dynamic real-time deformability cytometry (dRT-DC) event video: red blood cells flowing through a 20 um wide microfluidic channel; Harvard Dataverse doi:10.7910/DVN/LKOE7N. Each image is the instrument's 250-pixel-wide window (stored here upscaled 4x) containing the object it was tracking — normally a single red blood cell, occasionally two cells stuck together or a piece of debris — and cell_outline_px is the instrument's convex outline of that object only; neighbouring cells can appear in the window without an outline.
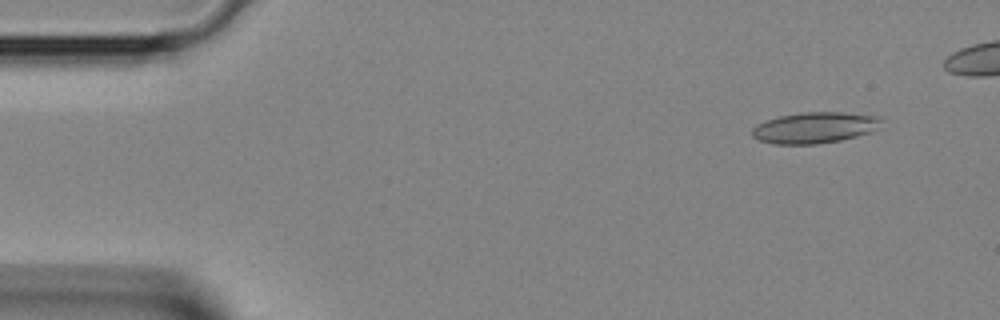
{"species": "Egyptian fruit bat (a non-hibernating species)", "species_latin": "Rousettus aegyptiacus", "temperature_condition": "room temperature", "stored_images_in_passage": 4, "camera_frame_rate_fps": 3000, "um_per_image_px": 0.085, "animal": {"sex": "female"}, "frame": {"image": 1, "passage_image": 1, "time_ms": 0.0, "image_size_px": [1000, 320], "cell_outline_px": [[884, 128], [872, 132], [840, 140], [816, 144], [772, 144], [760, 140], [752, 136], [752, 128], [756, 124], [764, 120], [780, 116], [800, 112], [844, 112], [884, 116]], "centroid_in_image_um": [69.35, 10.83], "position_along_channel_um": 15.7, "area_um2": 24.04}}